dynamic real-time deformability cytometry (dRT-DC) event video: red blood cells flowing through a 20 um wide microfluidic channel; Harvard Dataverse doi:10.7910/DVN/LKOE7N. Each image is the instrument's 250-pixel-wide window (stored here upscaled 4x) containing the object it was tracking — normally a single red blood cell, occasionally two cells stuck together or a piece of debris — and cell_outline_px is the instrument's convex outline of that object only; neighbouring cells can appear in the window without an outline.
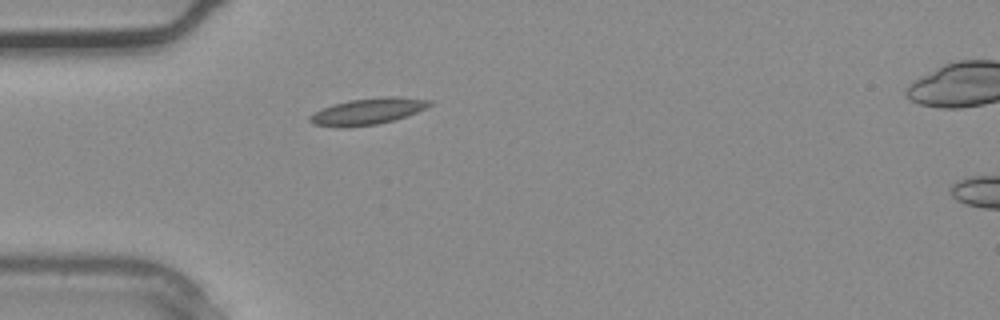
{"species": "common noctule bat (a hibernating species)", "species_latin": "Nyctalus noctula", "temperature_condition": "warm", "stored_images_in_passage": 2, "camera_frame_rate_fps": 3000, "um_per_image_px": 0.085, "animal": {"sex": "male", "body_mass_g": 20.4}, "frame": {"image": 1, "passage_image": 1, "time_ms": 0.0, "image_size_px": [1000, 320], "cell_outline_px": [[432, 104], [416, 112], [392, 120], [376, 124], [344, 128], [312, 124], [308, 120], [308, 116], [320, 108], [332, 104], [348, 100], [380, 96], [400, 96], [432, 100]], "centroid_in_image_um": [31.2, 9.45], "position_along_channel_um": 53.8, "area_um2": 18.61}}